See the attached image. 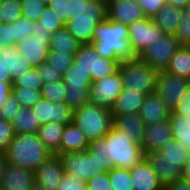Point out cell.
I'll return each mask as SVG.
<instances>
[{"mask_svg":"<svg viewBox=\"0 0 190 190\" xmlns=\"http://www.w3.org/2000/svg\"><path fill=\"white\" fill-rule=\"evenodd\" d=\"M65 174L80 181L87 180L113 168L104 152V138L89 142L82 152H67L59 155Z\"/></svg>","mask_w":190,"mask_h":190,"instance_id":"6da1fadb","label":"cell"},{"mask_svg":"<svg viewBox=\"0 0 190 190\" xmlns=\"http://www.w3.org/2000/svg\"><path fill=\"white\" fill-rule=\"evenodd\" d=\"M128 25L106 19L93 31L92 46L103 58L128 60L136 58L128 40Z\"/></svg>","mask_w":190,"mask_h":190,"instance_id":"7a4b0ae2","label":"cell"},{"mask_svg":"<svg viewBox=\"0 0 190 190\" xmlns=\"http://www.w3.org/2000/svg\"><path fill=\"white\" fill-rule=\"evenodd\" d=\"M7 162L18 168L35 171L52 154L37 133L15 134L5 150Z\"/></svg>","mask_w":190,"mask_h":190,"instance_id":"3957f363","label":"cell"},{"mask_svg":"<svg viewBox=\"0 0 190 190\" xmlns=\"http://www.w3.org/2000/svg\"><path fill=\"white\" fill-rule=\"evenodd\" d=\"M104 152L113 167L131 169L146 157L141 145L114 126L104 137Z\"/></svg>","mask_w":190,"mask_h":190,"instance_id":"277c9868","label":"cell"},{"mask_svg":"<svg viewBox=\"0 0 190 190\" xmlns=\"http://www.w3.org/2000/svg\"><path fill=\"white\" fill-rule=\"evenodd\" d=\"M106 19L107 4L99 0H80L78 13L66 23L65 27L81 45L91 44L97 24Z\"/></svg>","mask_w":190,"mask_h":190,"instance_id":"5b68a950","label":"cell"},{"mask_svg":"<svg viewBox=\"0 0 190 190\" xmlns=\"http://www.w3.org/2000/svg\"><path fill=\"white\" fill-rule=\"evenodd\" d=\"M73 123L81 129L88 142L104 138L114 126L111 110L91 103L74 110Z\"/></svg>","mask_w":190,"mask_h":190,"instance_id":"8992f818","label":"cell"},{"mask_svg":"<svg viewBox=\"0 0 190 190\" xmlns=\"http://www.w3.org/2000/svg\"><path fill=\"white\" fill-rule=\"evenodd\" d=\"M119 71L124 89L145 95L155 93L159 71L150 67L140 57L121 61Z\"/></svg>","mask_w":190,"mask_h":190,"instance_id":"52a82bcc","label":"cell"},{"mask_svg":"<svg viewBox=\"0 0 190 190\" xmlns=\"http://www.w3.org/2000/svg\"><path fill=\"white\" fill-rule=\"evenodd\" d=\"M120 62L121 60L99 56L92 44L80 45L78 52L74 55V63L91 76L92 82L117 72Z\"/></svg>","mask_w":190,"mask_h":190,"instance_id":"ba28073f","label":"cell"},{"mask_svg":"<svg viewBox=\"0 0 190 190\" xmlns=\"http://www.w3.org/2000/svg\"><path fill=\"white\" fill-rule=\"evenodd\" d=\"M128 40L136 57L154 45L165 33L151 18H144L128 25Z\"/></svg>","mask_w":190,"mask_h":190,"instance_id":"9c48e42d","label":"cell"},{"mask_svg":"<svg viewBox=\"0 0 190 190\" xmlns=\"http://www.w3.org/2000/svg\"><path fill=\"white\" fill-rule=\"evenodd\" d=\"M190 88V79L160 71L155 93L173 111Z\"/></svg>","mask_w":190,"mask_h":190,"instance_id":"30bf717a","label":"cell"},{"mask_svg":"<svg viewBox=\"0 0 190 190\" xmlns=\"http://www.w3.org/2000/svg\"><path fill=\"white\" fill-rule=\"evenodd\" d=\"M123 90L124 87L122 77L120 71L118 70L104 79L91 83L89 103L95 106L111 109L116 98L122 93Z\"/></svg>","mask_w":190,"mask_h":190,"instance_id":"8fae6325","label":"cell"},{"mask_svg":"<svg viewBox=\"0 0 190 190\" xmlns=\"http://www.w3.org/2000/svg\"><path fill=\"white\" fill-rule=\"evenodd\" d=\"M173 34H164L154 45L148 47L139 57L157 71H165L174 53L180 48Z\"/></svg>","mask_w":190,"mask_h":190,"instance_id":"7c38bea8","label":"cell"},{"mask_svg":"<svg viewBox=\"0 0 190 190\" xmlns=\"http://www.w3.org/2000/svg\"><path fill=\"white\" fill-rule=\"evenodd\" d=\"M32 68L16 47L0 49V82L13 83L24 72Z\"/></svg>","mask_w":190,"mask_h":190,"instance_id":"4fadbf2b","label":"cell"},{"mask_svg":"<svg viewBox=\"0 0 190 190\" xmlns=\"http://www.w3.org/2000/svg\"><path fill=\"white\" fill-rule=\"evenodd\" d=\"M50 36L34 33L16 45L19 53L25 58L32 68L40 66L47 59L49 53Z\"/></svg>","mask_w":190,"mask_h":190,"instance_id":"5bb4252c","label":"cell"},{"mask_svg":"<svg viewBox=\"0 0 190 190\" xmlns=\"http://www.w3.org/2000/svg\"><path fill=\"white\" fill-rule=\"evenodd\" d=\"M40 125L50 122L67 124L73 122V110L65 103H52L41 98L32 108Z\"/></svg>","mask_w":190,"mask_h":190,"instance_id":"9a60e30c","label":"cell"},{"mask_svg":"<svg viewBox=\"0 0 190 190\" xmlns=\"http://www.w3.org/2000/svg\"><path fill=\"white\" fill-rule=\"evenodd\" d=\"M146 18L138 0H112L107 4V19L130 25Z\"/></svg>","mask_w":190,"mask_h":190,"instance_id":"2e32d148","label":"cell"},{"mask_svg":"<svg viewBox=\"0 0 190 190\" xmlns=\"http://www.w3.org/2000/svg\"><path fill=\"white\" fill-rule=\"evenodd\" d=\"M64 173L61 157L52 154L34 171L35 183L46 190H57Z\"/></svg>","mask_w":190,"mask_h":190,"instance_id":"e0dca14e","label":"cell"},{"mask_svg":"<svg viewBox=\"0 0 190 190\" xmlns=\"http://www.w3.org/2000/svg\"><path fill=\"white\" fill-rule=\"evenodd\" d=\"M173 139V131L169 120L145 126L142 151L145 155L159 151L169 140Z\"/></svg>","mask_w":190,"mask_h":190,"instance_id":"ac0fdd59","label":"cell"},{"mask_svg":"<svg viewBox=\"0 0 190 190\" xmlns=\"http://www.w3.org/2000/svg\"><path fill=\"white\" fill-rule=\"evenodd\" d=\"M35 184L34 171L7 163L0 187L2 190H31Z\"/></svg>","mask_w":190,"mask_h":190,"instance_id":"d6986e66","label":"cell"},{"mask_svg":"<svg viewBox=\"0 0 190 190\" xmlns=\"http://www.w3.org/2000/svg\"><path fill=\"white\" fill-rule=\"evenodd\" d=\"M129 174L134 190H163L164 186L159 181L150 162L145 157L134 168L129 169Z\"/></svg>","mask_w":190,"mask_h":190,"instance_id":"ffe728a7","label":"cell"},{"mask_svg":"<svg viewBox=\"0 0 190 190\" xmlns=\"http://www.w3.org/2000/svg\"><path fill=\"white\" fill-rule=\"evenodd\" d=\"M171 110L156 94H148L139 111V116L144 121L145 126L164 122L169 119Z\"/></svg>","mask_w":190,"mask_h":190,"instance_id":"44dd1931","label":"cell"},{"mask_svg":"<svg viewBox=\"0 0 190 190\" xmlns=\"http://www.w3.org/2000/svg\"><path fill=\"white\" fill-rule=\"evenodd\" d=\"M148 161L179 162V166L185 170L188 163L187 149L174 138L169 140L159 151L146 155Z\"/></svg>","mask_w":190,"mask_h":190,"instance_id":"7402d4cb","label":"cell"},{"mask_svg":"<svg viewBox=\"0 0 190 190\" xmlns=\"http://www.w3.org/2000/svg\"><path fill=\"white\" fill-rule=\"evenodd\" d=\"M113 123L115 128L128 135L133 142L142 145L145 124L139 114L132 113L113 116Z\"/></svg>","mask_w":190,"mask_h":190,"instance_id":"603a6c76","label":"cell"},{"mask_svg":"<svg viewBox=\"0 0 190 190\" xmlns=\"http://www.w3.org/2000/svg\"><path fill=\"white\" fill-rule=\"evenodd\" d=\"M89 145L81 129L73 122L67 123L64 129L60 147L59 155L67 152H82L87 150Z\"/></svg>","mask_w":190,"mask_h":190,"instance_id":"cb8c5ba5","label":"cell"},{"mask_svg":"<svg viewBox=\"0 0 190 190\" xmlns=\"http://www.w3.org/2000/svg\"><path fill=\"white\" fill-rule=\"evenodd\" d=\"M146 95L140 92L128 91L124 89L122 93L116 98L115 103L111 107L113 116L123 114H138L140 108L144 103Z\"/></svg>","mask_w":190,"mask_h":190,"instance_id":"d4e9b609","label":"cell"},{"mask_svg":"<svg viewBox=\"0 0 190 190\" xmlns=\"http://www.w3.org/2000/svg\"><path fill=\"white\" fill-rule=\"evenodd\" d=\"M185 9L174 5L164 4L160 11L154 16L155 24L165 34H175L182 20Z\"/></svg>","mask_w":190,"mask_h":190,"instance_id":"484cf974","label":"cell"},{"mask_svg":"<svg viewBox=\"0 0 190 190\" xmlns=\"http://www.w3.org/2000/svg\"><path fill=\"white\" fill-rule=\"evenodd\" d=\"M66 125L59 122H50L41 125L37 131L38 138L51 154L59 155L61 138Z\"/></svg>","mask_w":190,"mask_h":190,"instance_id":"4316f807","label":"cell"},{"mask_svg":"<svg viewBox=\"0 0 190 190\" xmlns=\"http://www.w3.org/2000/svg\"><path fill=\"white\" fill-rule=\"evenodd\" d=\"M66 88L76 92H89L92 83L91 76L73 62L63 73L62 77Z\"/></svg>","mask_w":190,"mask_h":190,"instance_id":"83f0119b","label":"cell"},{"mask_svg":"<svg viewBox=\"0 0 190 190\" xmlns=\"http://www.w3.org/2000/svg\"><path fill=\"white\" fill-rule=\"evenodd\" d=\"M80 45L65 26L50 35L49 50L76 54Z\"/></svg>","mask_w":190,"mask_h":190,"instance_id":"f1b7e54d","label":"cell"},{"mask_svg":"<svg viewBox=\"0 0 190 190\" xmlns=\"http://www.w3.org/2000/svg\"><path fill=\"white\" fill-rule=\"evenodd\" d=\"M167 73L190 79V47L181 45L165 70Z\"/></svg>","mask_w":190,"mask_h":190,"instance_id":"f546056e","label":"cell"},{"mask_svg":"<svg viewBox=\"0 0 190 190\" xmlns=\"http://www.w3.org/2000/svg\"><path fill=\"white\" fill-rule=\"evenodd\" d=\"M159 181L164 185L184 177V170L179 162L149 161Z\"/></svg>","mask_w":190,"mask_h":190,"instance_id":"4dcf8cb0","label":"cell"},{"mask_svg":"<svg viewBox=\"0 0 190 190\" xmlns=\"http://www.w3.org/2000/svg\"><path fill=\"white\" fill-rule=\"evenodd\" d=\"M11 124L15 134L37 133L41 127L31 108H21Z\"/></svg>","mask_w":190,"mask_h":190,"instance_id":"1f68e13d","label":"cell"},{"mask_svg":"<svg viewBox=\"0 0 190 190\" xmlns=\"http://www.w3.org/2000/svg\"><path fill=\"white\" fill-rule=\"evenodd\" d=\"M47 6L58 16V20L66 25L78 13L80 0H49Z\"/></svg>","mask_w":190,"mask_h":190,"instance_id":"d6a6232c","label":"cell"},{"mask_svg":"<svg viewBox=\"0 0 190 190\" xmlns=\"http://www.w3.org/2000/svg\"><path fill=\"white\" fill-rule=\"evenodd\" d=\"M168 120L171 124L174 140L187 148L190 144V118L187 119L186 116L171 111Z\"/></svg>","mask_w":190,"mask_h":190,"instance_id":"836d02e7","label":"cell"},{"mask_svg":"<svg viewBox=\"0 0 190 190\" xmlns=\"http://www.w3.org/2000/svg\"><path fill=\"white\" fill-rule=\"evenodd\" d=\"M65 25L58 20V16L50 9L49 6L43 10L38 22H35L34 33L51 35Z\"/></svg>","mask_w":190,"mask_h":190,"instance_id":"e575fe53","label":"cell"},{"mask_svg":"<svg viewBox=\"0 0 190 190\" xmlns=\"http://www.w3.org/2000/svg\"><path fill=\"white\" fill-rule=\"evenodd\" d=\"M112 190H134L128 169L113 167L108 171Z\"/></svg>","mask_w":190,"mask_h":190,"instance_id":"d590c367","label":"cell"},{"mask_svg":"<svg viewBox=\"0 0 190 190\" xmlns=\"http://www.w3.org/2000/svg\"><path fill=\"white\" fill-rule=\"evenodd\" d=\"M13 96L22 108H32L41 98L40 90L12 87Z\"/></svg>","mask_w":190,"mask_h":190,"instance_id":"8d00e7d4","label":"cell"},{"mask_svg":"<svg viewBox=\"0 0 190 190\" xmlns=\"http://www.w3.org/2000/svg\"><path fill=\"white\" fill-rule=\"evenodd\" d=\"M66 85L63 80H58L53 83L44 84L41 89L43 98L48 99L52 103L65 102Z\"/></svg>","mask_w":190,"mask_h":190,"instance_id":"74e56055","label":"cell"},{"mask_svg":"<svg viewBox=\"0 0 190 190\" xmlns=\"http://www.w3.org/2000/svg\"><path fill=\"white\" fill-rule=\"evenodd\" d=\"M22 16V3L18 0H4L0 5V18L3 23H13Z\"/></svg>","mask_w":190,"mask_h":190,"instance_id":"f35d334b","label":"cell"},{"mask_svg":"<svg viewBox=\"0 0 190 190\" xmlns=\"http://www.w3.org/2000/svg\"><path fill=\"white\" fill-rule=\"evenodd\" d=\"M43 81L36 68H30L13 81L12 87H22L33 90H40L43 87Z\"/></svg>","mask_w":190,"mask_h":190,"instance_id":"ab89813d","label":"cell"},{"mask_svg":"<svg viewBox=\"0 0 190 190\" xmlns=\"http://www.w3.org/2000/svg\"><path fill=\"white\" fill-rule=\"evenodd\" d=\"M13 27V47H16L19 42L34 34L35 22L21 16L13 22Z\"/></svg>","mask_w":190,"mask_h":190,"instance_id":"60d3db41","label":"cell"},{"mask_svg":"<svg viewBox=\"0 0 190 190\" xmlns=\"http://www.w3.org/2000/svg\"><path fill=\"white\" fill-rule=\"evenodd\" d=\"M75 54L49 50L46 61L62 75L74 62Z\"/></svg>","mask_w":190,"mask_h":190,"instance_id":"b9f144b4","label":"cell"},{"mask_svg":"<svg viewBox=\"0 0 190 190\" xmlns=\"http://www.w3.org/2000/svg\"><path fill=\"white\" fill-rule=\"evenodd\" d=\"M22 16L32 22H38L43 10L47 4L40 0H21Z\"/></svg>","mask_w":190,"mask_h":190,"instance_id":"7bdbcfd3","label":"cell"},{"mask_svg":"<svg viewBox=\"0 0 190 190\" xmlns=\"http://www.w3.org/2000/svg\"><path fill=\"white\" fill-rule=\"evenodd\" d=\"M21 105L16 101L15 97L11 93L8 99L2 104L0 108L1 117L3 120L12 122L14 117L18 115Z\"/></svg>","mask_w":190,"mask_h":190,"instance_id":"ee69618b","label":"cell"},{"mask_svg":"<svg viewBox=\"0 0 190 190\" xmlns=\"http://www.w3.org/2000/svg\"><path fill=\"white\" fill-rule=\"evenodd\" d=\"M65 103L74 111L89 103V92L66 90Z\"/></svg>","mask_w":190,"mask_h":190,"instance_id":"f6af8a7d","label":"cell"},{"mask_svg":"<svg viewBox=\"0 0 190 190\" xmlns=\"http://www.w3.org/2000/svg\"><path fill=\"white\" fill-rule=\"evenodd\" d=\"M36 69L43 81V84L62 80L63 75L58 70L54 69L47 61L36 67Z\"/></svg>","mask_w":190,"mask_h":190,"instance_id":"bcb514c9","label":"cell"},{"mask_svg":"<svg viewBox=\"0 0 190 190\" xmlns=\"http://www.w3.org/2000/svg\"><path fill=\"white\" fill-rule=\"evenodd\" d=\"M15 135L11 122L0 120V152H5Z\"/></svg>","mask_w":190,"mask_h":190,"instance_id":"7dc6e473","label":"cell"},{"mask_svg":"<svg viewBox=\"0 0 190 190\" xmlns=\"http://www.w3.org/2000/svg\"><path fill=\"white\" fill-rule=\"evenodd\" d=\"M174 36L181 45H190V16L183 14L182 20Z\"/></svg>","mask_w":190,"mask_h":190,"instance_id":"c3c4849f","label":"cell"},{"mask_svg":"<svg viewBox=\"0 0 190 190\" xmlns=\"http://www.w3.org/2000/svg\"><path fill=\"white\" fill-rule=\"evenodd\" d=\"M88 190H112L108 171L86 181Z\"/></svg>","mask_w":190,"mask_h":190,"instance_id":"681fc988","label":"cell"},{"mask_svg":"<svg viewBox=\"0 0 190 190\" xmlns=\"http://www.w3.org/2000/svg\"><path fill=\"white\" fill-rule=\"evenodd\" d=\"M57 190H88V188L86 182L70 177L64 173Z\"/></svg>","mask_w":190,"mask_h":190,"instance_id":"f907efd6","label":"cell"},{"mask_svg":"<svg viewBox=\"0 0 190 190\" xmlns=\"http://www.w3.org/2000/svg\"><path fill=\"white\" fill-rule=\"evenodd\" d=\"M138 2L143 8L146 18L153 19L162 6L167 3V0H138Z\"/></svg>","mask_w":190,"mask_h":190,"instance_id":"816d5d0a","label":"cell"},{"mask_svg":"<svg viewBox=\"0 0 190 190\" xmlns=\"http://www.w3.org/2000/svg\"><path fill=\"white\" fill-rule=\"evenodd\" d=\"M13 23L0 25V49L13 47Z\"/></svg>","mask_w":190,"mask_h":190,"instance_id":"f5cc1de1","label":"cell"},{"mask_svg":"<svg viewBox=\"0 0 190 190\" xmlns=\"http://www.w3.org/2000/svg\"><path fill=\"white\" fill-rule=\"evenodd\" d=\"M172 112L190 118V88Z\"/></svg>","mask_w":190,"mask_h":190,"instance_id":"db71d44e","label":"cell"},{"mask_svg":"<svg viewBox=\"0 0 190 190\" xmlns=\"http://www.w3.org/2000/svg\"><path fill=\"white\" fill-rule=\"evenodd\" d=\"M163 190H190V180L182 177L174 182L164 185Z\"/></svg>","mask_w":190,"mask_h":190,"instance_id":"11a10c76","label":"cell"},{"mask_svg":"<svg viewBox=\"0 0 190 190\" xmlns=\"http://www.w3.org/2000/svg\"><path fill=\"white\" fill-rule=\"evenodd\" d=\"M13 83L0 82V108L12 92Z\"/></svg>","mask_w":190,"mask_h":190,"instance_id":"9f6ffc18","label":"cell"},{"mask_svg":"<svg viewBox=\"0 0 190 190\" xmlns=\"http://www.w3.org/2000/svg\"><path fill=\"white\" fill-rule=\"evenodd\" d=\"M167 4L174 5L178 8L186 9L190 4V0H167Z\"/></svg>","mask_w":190,"mask_h":190,"instance_id":"6f0895ef","label":"cell"},{"mask_svg":"<svg viewBox=\"0 0 190 190\" xmlns=\"http://www.w3.org/2000/svg\"><path fill=\"white\" fill-rule=\"evenodd\" d=\"M7 159L5 152H0V182L7 166Z\"/></svg>","mask_w":190,"mask_h":190,"instance_id":"680465c9","label":"cell"},{"mask_svg":"<svg viewBox=\"0 0 190 190\" xmlns=\"http://www.w3.org/2000/svg\"><path fill=\"white\" fill-rule=\"evenodd\" d=\"M184 177L190 180V162L187 163L184 170Z\"/></svg>","mask_w":190,"mask_h":190,"instance_id":"91938a15","label":"cell"},{"mask_svg":"<svg viewBox=\"0 0 190 190\" xmlns=\"http://www.w3.org/2000/svg\"><path fill=\"white\" fill-rule=\"evenodd\" d=\"M31 190H46L44 187L38 186L37 184H35Z\"/></svg>","mask_w":190,"mask_h":190,"instance_id":"94428289","label":"cell"},{"mask_svg":"<svg viewBox=\"0 0 190 190\" xmlns=\"http://www.w3.org/2000/svg\"><path fill=\"white\" fill-rule=\"evenodd\" d=\"M184 14H185L186 16H190V4H189V6L185 9Z\"/></svg>","mask_w":190,"mask_h":190,"instance_id":"6125c7cd","label":"cell"},{"mask_svg":"<svg viewBox=\"0 0 190 190\" xmlns=\"http://www.w3.org/2000/svg\"><path fill=\"white\" fill-rule=\"evenodd\" d=\"M186 149H187L188 162H190V144Z\"/></svg>","mask_w":190,"mask_h":190,"instance_id":"be15d7a7","label":"cell"},{"mask_svg":"<svg viewBox=\"0 0 190 190\" xmlns=\"http://www.w3.org/2000/svg\"><path fill=\"white\" fill-rule=\"evenodd\" d=\"M101 2H104L105 4H108L109 2H111L112 0H99Z\"/></svg>","mask_w":190,"mask_h":190,"instance_id":"e7e4bbea","label":"cell"},{"mask_svg":"<svg viewBox=\"0 0 190 190\" xmlns=\"http://www.w3.org/2000/svg\"><path fill=\"white\" fill-rule=\"evenodd\" d=\"M40 1H42L45 4H48V2H49V0H40Z\"/></svg>","mask_w":190,"mask_h":190,"instance_id":"03108f58","label":"cell"}]
</instances>
